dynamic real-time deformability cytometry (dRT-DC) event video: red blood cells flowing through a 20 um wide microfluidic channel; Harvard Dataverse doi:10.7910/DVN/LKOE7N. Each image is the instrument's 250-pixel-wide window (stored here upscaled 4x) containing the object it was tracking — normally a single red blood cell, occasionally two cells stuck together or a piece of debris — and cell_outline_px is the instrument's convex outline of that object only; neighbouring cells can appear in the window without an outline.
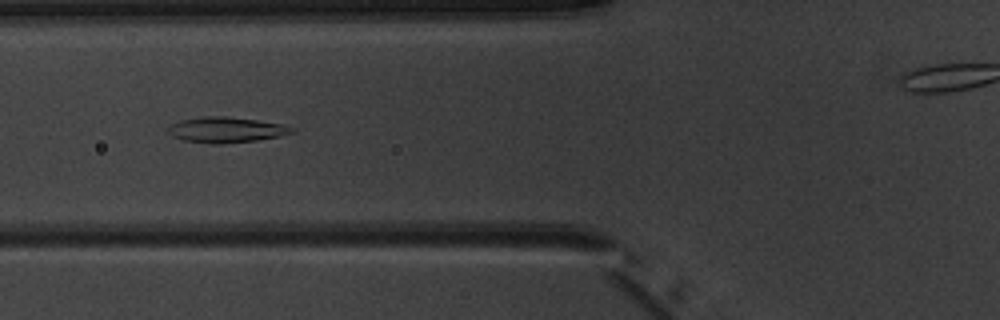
{"species": "common noctule bat (a hibernating species)", "species_latin": "Nyctalus noctula", "temperature_condition": "warm", "stored_images_in_passage": 7, "camera_frame_rate_fps": 3000, "um_per_image_px": 0.085, "animal": {"sex": "male", "body_mass_g": 20.1, "forearm_length_mm": 53.5}, "frame": {"image": 1, "passage_image": 5, "time_ms": 5.667, "image_size_px": [1000, 320], "cell_outline_px": [[296, 132], [280, 136], [256, 140], [224, 144], [208, 144], [184, 140], [172, 136], [164, 128], [180, 120], [204, 116], [224, 116], [256, 120], [284, 124], [296, 128]], "centroid_in_image_um": [19.22, 11.04], "position_along_channel_um": 106.6, "area_um2": 18.67}}
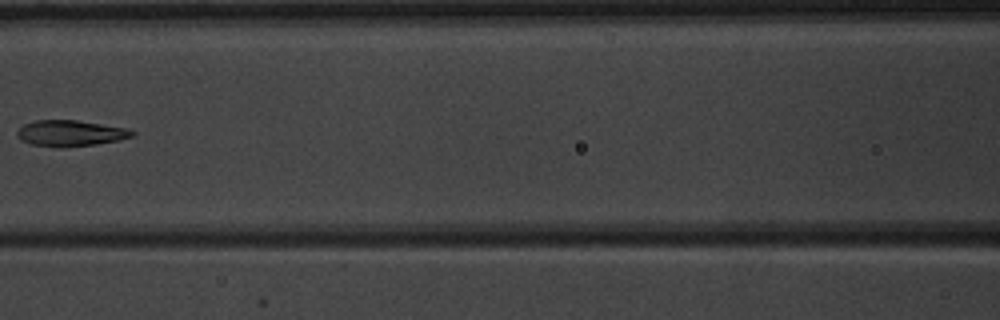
{"frame": {"image": 2, "passage_image": 6, "time_ms": 7.0, "image_size_px": [1000, 320], "cell_outline_px": [[136, 132], [132, 136], [120, 140], [96, 144], [64, 148], [56, 148], [32, 144], [20, 140], [16, 136], [16, 132], [24, 124], [36, 120], [76, 120], [128, 128]], "centroid_in_image_um": [5.97, 11.33], "position_along_channel_um": 160.6, "area_um2": 17.63}}
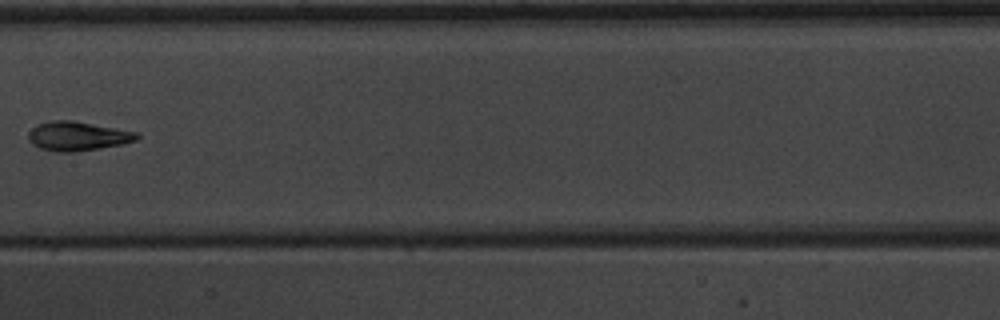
{"frame": {"image": 3, "passage_image": 7, "time_ms": 8.0, "image_size_px": [1000, 320], "cell_outline_px": [[140, 136], [136, 140], [120, 144], [100, 148], [76, 152], [56, 152], [40, 148], [32, 144], [28, 140], [28, 132], [36, 124], [48, 120], [72, 120], [140, 132]], "centroid_in_image_um": [6.57, 11.56], "position_along_channel_um": 200.8, "area_um2": 18.67}}